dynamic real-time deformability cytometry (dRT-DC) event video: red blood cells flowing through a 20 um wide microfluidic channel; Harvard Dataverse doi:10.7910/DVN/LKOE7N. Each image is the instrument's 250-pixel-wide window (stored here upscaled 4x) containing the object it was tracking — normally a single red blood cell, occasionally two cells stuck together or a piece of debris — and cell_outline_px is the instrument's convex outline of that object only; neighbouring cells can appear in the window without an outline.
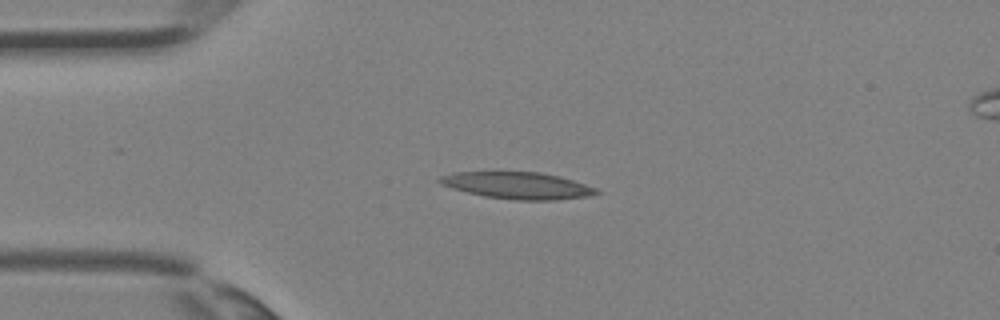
{"species": "Egyptian fruit bat (a non-hibernating species)", "species_latin": "Rousettus aegyptiacus", "temperature_condition": "room temperature", "stored_images_in_passage": 28, "camera_frame_rate_fps": 3000, "um_per_image_px": 0.085, "animal": {"sex": "female"}, "frame": {"image": 1, "passage_image": 1, "time_ms": 0.0, "image_size_px": [1000, 320], "cell_outline_px": [[600, 192], [592, 196], [556, 200], [516, 200], [484, 196], [452, 188], [440, 184], [436, 180], [440, 176], [452, 172], [540, 172], [560, 176], [596, 188]], "centroid_in_image_um": [43.99, 15.77], "position_along_channel_um": 41.0, "area_um2": 24.51}}
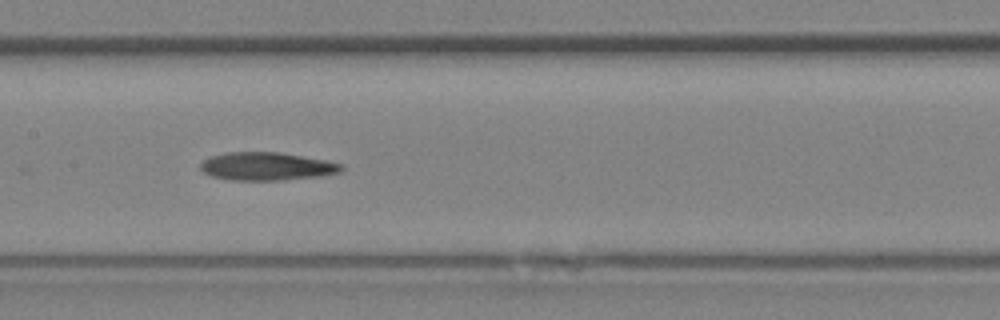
{"frame": {"image": 2, "passage_image": 10, "time_ms": 3.0, "image_size_px": [1000, 320], "cell_outline_px": [[344, 168], [340, 172], [320, 176], [280, 180], [228, 180], [212, 176], [204, 172], [200, 168], [200, 164], [204, 160], [212, 156], [224, 152], [280, 152], [324, 160], [344, 164]], "centroid_in_image_um": [22.67, 14.14], "position_along_channel_um": 184.7, "area_um2": 23.0}}
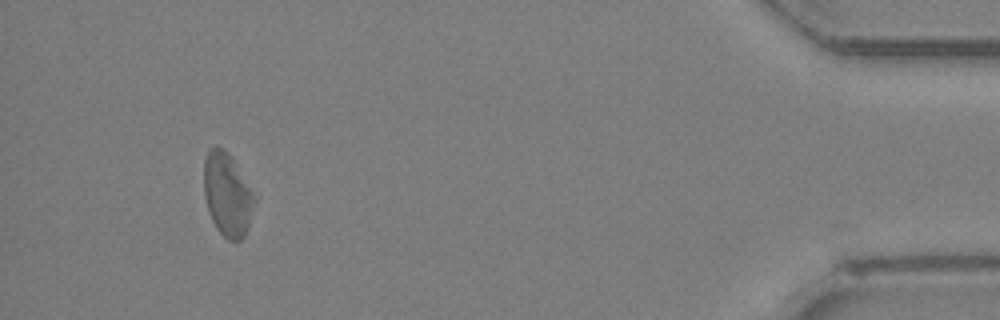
{"frame": {"image": 3, "passage_image": 26, "time_ms": 8.333, "image_size_px": [1000, 320], "cell_outline_px": [[256, 196], [248, 224], [244, 236], [240, 240], [228, 240], [216, 228], [212, 220], [204, 196], [204, 160], [208, 148], [216, 144], [224, 148], [232, 156]], "centroid_in_image_um": [19.3, 16.46], "position_along_channel_um": 415.9, "area_um2": 24.62}}